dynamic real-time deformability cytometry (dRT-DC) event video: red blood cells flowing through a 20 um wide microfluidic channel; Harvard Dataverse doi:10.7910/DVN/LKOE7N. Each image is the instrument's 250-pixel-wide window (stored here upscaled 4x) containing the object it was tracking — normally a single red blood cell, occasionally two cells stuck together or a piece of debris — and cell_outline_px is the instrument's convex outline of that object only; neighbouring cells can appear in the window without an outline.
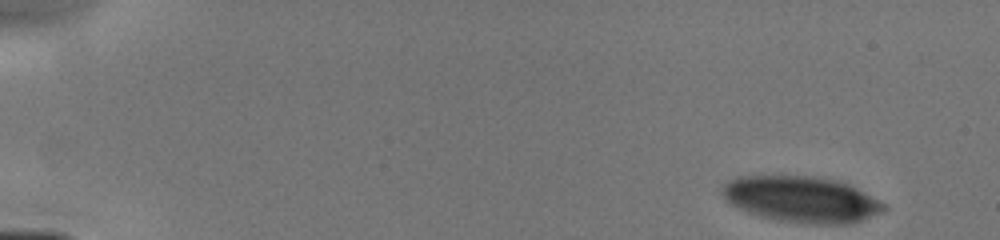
{"species": "human", "species_latin": "Homo sapiens", "temperature_condition": "cold", "stored_images_in_passage": 15, "camera_frame_rate_fps": 3000, "um_per_image_px": 0.085, "donor": {"sex": "male"}, "frame": {"image": 1, "passage_image": 1, "time_ms": 0.0, "image_size_px": [1000, 240], "cell_outline_px": [[888, 208], [884, 212], [848, 224], [812, 224], [780, 220], [760, 216], [748, 212], [724, 200], [720, 192], [724, 184], [728, 180], [736, 176], [816, 176], [840, 180], [888, 204]], "centroid_in_image_um": [68.14, 16.93], "position_along_channel_um": 16.9, "area_um2": 43.64}}
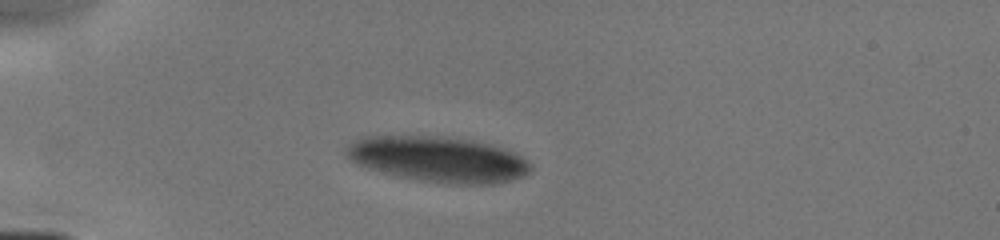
{"frame": {"image": 2, "passage_image": 12, "time_ms": 3.333, "image_size_px": [1000, 240], "cell_outline_px": [[532, 168], [524, 176], [512, 180], [492, 184], [452, 184], [416, 180], [368, 168], [352, 160], [344, 152], [344, 148], [348, 144], [364, 136], [448, 136], [472, 140], [504, 148], [528, 160], [532, 164]], "centroid_in_image_um": [37.28, 13.53], "position_along_channel_um": 47.7, "area_um2": 48.96}}